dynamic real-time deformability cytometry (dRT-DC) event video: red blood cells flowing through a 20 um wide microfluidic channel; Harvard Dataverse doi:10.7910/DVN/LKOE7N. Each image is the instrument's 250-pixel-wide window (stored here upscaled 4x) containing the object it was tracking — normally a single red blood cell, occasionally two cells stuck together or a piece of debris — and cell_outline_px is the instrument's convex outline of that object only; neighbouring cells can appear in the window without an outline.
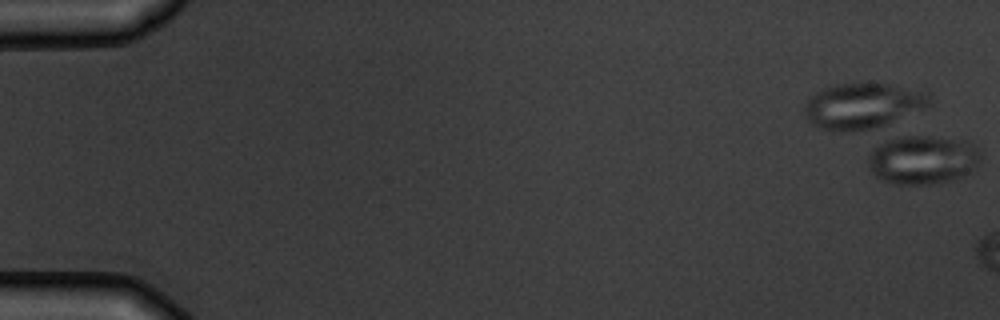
{"species": "common noctule bat (a hibernating species)", "species_latin": "Nyctalus noctula", "temperature_condition": "warm", "stored_images_in_passage": 3, "camera_frame_rate_fps": 3000, "um_per_image_px": 0.085, "animal": {"sex": "male", "body_mass_g": 19.5, "forearm_length_mm": 54.6}, "frame": {"image": 1, "passage_image": 1, "time_ms": 0.0, "image_size_px": [1000, 320], "cell_outline_px": [[980, 160], [976, 168], [972, 172], [964, 176], [952, 180], [932, 184], [892, 184], [880, 180], [868, 168], [868, 156], [872, 148], [888, 136], [932, 136], [972, 140], [976, 144], [980, 156]], "centroid_in_image_um": [78.43, 13.55], "position_along_channel_um": 6.6, "area_um2": 33.12}}